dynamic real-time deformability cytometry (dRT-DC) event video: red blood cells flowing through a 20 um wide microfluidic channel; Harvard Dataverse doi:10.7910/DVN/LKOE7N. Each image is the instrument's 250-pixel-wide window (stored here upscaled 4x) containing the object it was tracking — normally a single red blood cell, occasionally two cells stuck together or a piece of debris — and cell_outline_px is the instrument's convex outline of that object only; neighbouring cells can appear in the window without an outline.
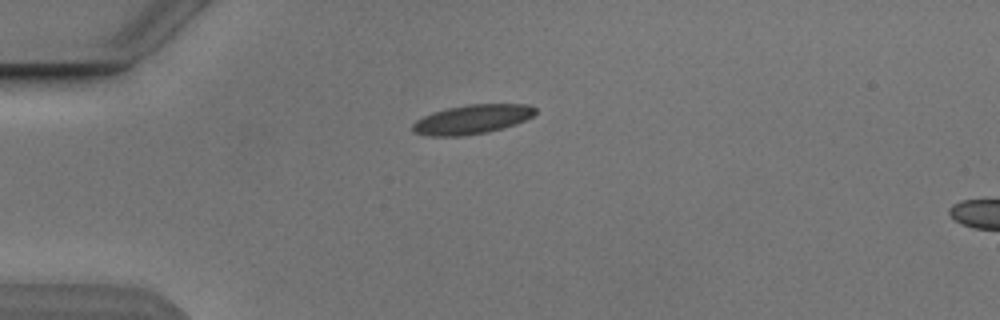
{"species": "Egyptian fruit bat (a non-hibernating species)", "species_latin": "Rousettus aegyptiacus", "temperature_condition": "cold", "stored_images_in_passage": 2, "camera_frame_rate_fps": 3000, "um_per_image_px": 0.085, "animal": {"sex": "male"}, "frame": {"image": 1, "passage_image": 1, "time_ms": 0.0, "image_size_px": [1000, 320], "cell_outline_px": [[536, 112], [532, 116], [516, 124], [504, 128], [488, 132], [464, 136], [428, 136], [412, 132], [412, 124], [416, 120], [432, 112], [448, 108], [468, 104], [528, 104], [536, 108]], "centroid_in_image_um": [40.11, 10.15], "position_along_channel_um": 44.9, "area_um2": 21.04}}